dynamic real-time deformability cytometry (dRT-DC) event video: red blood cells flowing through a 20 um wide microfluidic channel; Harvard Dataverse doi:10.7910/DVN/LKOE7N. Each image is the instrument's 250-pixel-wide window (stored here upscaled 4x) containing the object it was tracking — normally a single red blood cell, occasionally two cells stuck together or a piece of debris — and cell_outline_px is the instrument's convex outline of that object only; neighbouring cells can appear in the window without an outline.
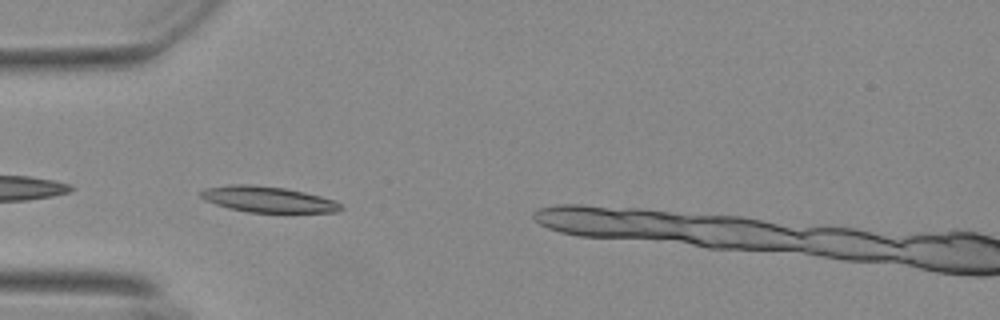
{"species": "Egyptian fruit bat (a non-hibernating species)", "species_latin": "Rousettus aegyptiacus", "temperature_condition": "warm", "stored_images_in_passage": 4, "camera_frame_rate_fps": 3000, "um_per_image_px": 0.085, "animal": {"sex": "female"}, "frame": {"image": 1, "passage_image": 1, "time_ms": 0.0, "image_size_px": [1000, 320], "cell_outline_px": [[344, 208], [340, 212], [248, 212], [228, 208], [204, 200], [200, 196], [200, 192], [204, 188], [228, 184], [252, 184], [284, 188], [304, 192], [336, 200]], "centroid_in_image_um": [22.76, 16.94], "position_along_channel_um": 62.2, "area_um2": 21.21}}